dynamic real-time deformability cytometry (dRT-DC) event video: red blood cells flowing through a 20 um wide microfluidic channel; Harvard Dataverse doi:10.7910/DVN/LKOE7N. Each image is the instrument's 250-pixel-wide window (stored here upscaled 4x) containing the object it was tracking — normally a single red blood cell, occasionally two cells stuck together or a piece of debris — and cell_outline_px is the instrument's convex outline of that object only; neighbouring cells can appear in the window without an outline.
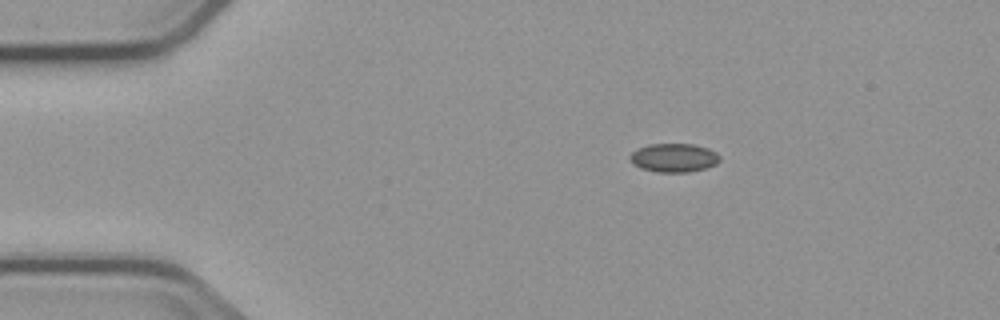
{"species": "common noctule bat (a hibernating species)", "species_latin": "Nyctalus noctula", "temperature_condition": "cold", "stored_images_in_passage": 3, "camera_frame_rate_fps": 3000, "um_per_image_px": 0.085, "animal": {"sex": "male", "body_mass_g": 23.1, "forearm_length_mm": 52.7}, "frame": {"image": 1, "passage_image": 1, "time_ms": 0.0, "image_size_px": [1000, 320], "cell_outline_px": [[720, 160], [716, 164], [704, 168], [688, 172], [656, 172], [640, 168], [632, 164], [628, 156], [636, 148], [648, 144], [692, 144], [708, 148], [716, 152], [720, 156]], "centroid_in_image_um": [57.24, 13.4], "position_along_channel_um": 27.8, "area_um2": 15.14}}
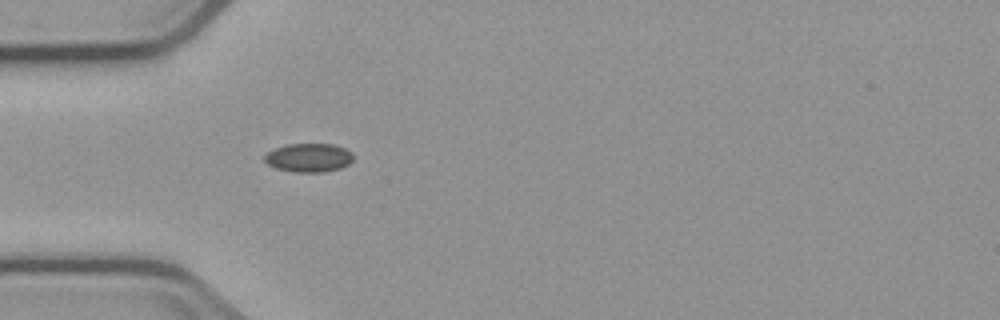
{"frame": {"image": 2, "passage_image": 3, "time_ms": 2.333, "image_size_px": [1000, 320], "cell_outline_px": [[352, 160], [348, 164], [340, 168], [324, 172], [292, 172], [276, 168], [268, 164], [264, 160], [264, 156], [268, 152], [276, 148], [288, 144], [332, 144], [344, 148], [352, 152]], "centroid_in_image_um": [26.24, 13.41], "position_along_channel_um": 58.8, "area_um2": 14.74}}